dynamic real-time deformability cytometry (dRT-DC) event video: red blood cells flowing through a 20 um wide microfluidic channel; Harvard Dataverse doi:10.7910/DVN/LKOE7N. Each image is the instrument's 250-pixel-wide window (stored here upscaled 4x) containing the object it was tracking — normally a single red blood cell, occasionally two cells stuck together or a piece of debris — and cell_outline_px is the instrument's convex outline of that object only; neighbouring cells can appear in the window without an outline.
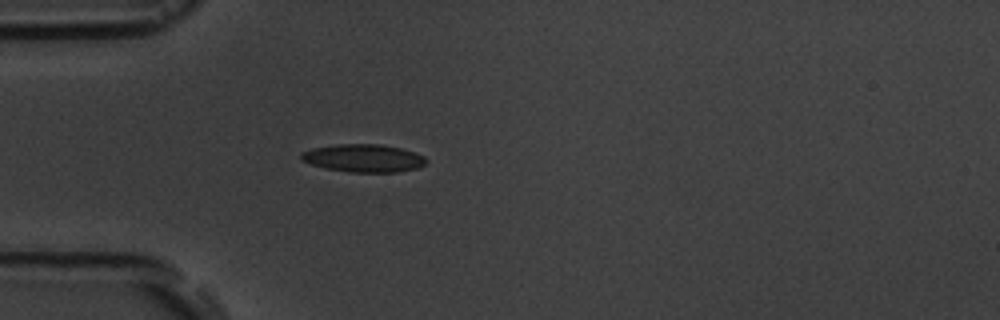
{"species": "common noctule bat (a hibernating species)", "species_latin": "Nyctalus noctula", "temperature_condition": "room temperature", "stored_images_in_passage": 1, "camera_frame_rate_fps": 3000, "um_per_image_px": 0.085, "animal": {"sex": "male", "body_mass_g": 19.5, "forearm_length_mm": 54.6}, "frame": {"image": 1, "passage_image": 1, "time_ms": 0.0, "image_size_px": [1000, 320], "cell_outline_px": [[428, 160], [424, 164], [416, 168], [396, 172], [348, 172], [328, 168], [312, 164], [300, 160], [300, 152], [312, 148], [336, 144], [380, 144], [400, 148], [424, 156]], "centroid_in_image_um": [30.87, 13.43], "position_along_channel_um": 54.1, "area_um2": 20.17}}